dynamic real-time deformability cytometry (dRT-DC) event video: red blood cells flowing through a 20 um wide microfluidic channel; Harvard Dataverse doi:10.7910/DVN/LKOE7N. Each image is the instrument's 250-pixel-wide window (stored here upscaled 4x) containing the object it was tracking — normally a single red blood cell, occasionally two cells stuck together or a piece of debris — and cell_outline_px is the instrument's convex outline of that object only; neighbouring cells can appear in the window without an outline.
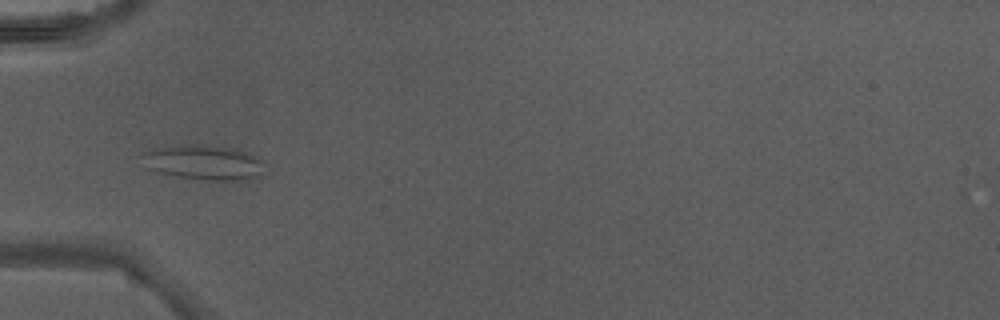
{"species": "Egyptian fruit bat (a non-hibernating species)", "species_latin": "Rousettus aegyptiacus", "temperature_condition": "warm", "stored_images_in_passage": 16, "camera_frame_rate_fps": 3000, "um_per_image_px": 0.085, "animal": {"sex": "male"}, "frame": {"image": 1, "passage_image": 5, "time_ms": 1.333, "image_size_px": [1000, 320], "cell_outline_px": [[260, 160], [252, 176], [244, 180], [212, 180], [180, 176], [160, 172], [148, 168], [144, 156], [144, 152], [164, 148], [200, 144], [236, 148], [256, 156]], "centroid_in_image_um": [17.28, 13.79], "position_along_channel_um": 67.7, "area_um2": 23.18}}
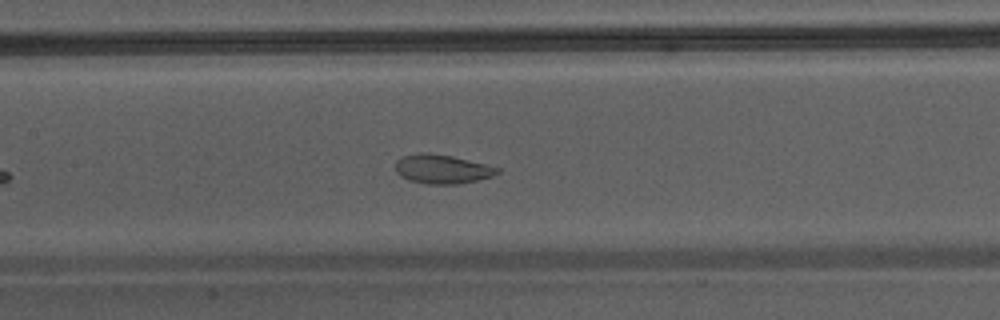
{"frame": {"image": 2, "passage_image": 12, "time_ms": 3.667, "image_size_px": [1000, 320], "cell_outline_px": [[500, 172], [492, 176], [476, 180], [456, 184], [424, 184], [408, 180], [400, 176], [396, 172], [396, 160], [404, 156], [420, 152], [424, 152], [452, 156], [500, 168]], "centroid_in_image_um": [37.55, 14.38], "position_along_channel_um": 169.9, "area_um2": 17.17}}